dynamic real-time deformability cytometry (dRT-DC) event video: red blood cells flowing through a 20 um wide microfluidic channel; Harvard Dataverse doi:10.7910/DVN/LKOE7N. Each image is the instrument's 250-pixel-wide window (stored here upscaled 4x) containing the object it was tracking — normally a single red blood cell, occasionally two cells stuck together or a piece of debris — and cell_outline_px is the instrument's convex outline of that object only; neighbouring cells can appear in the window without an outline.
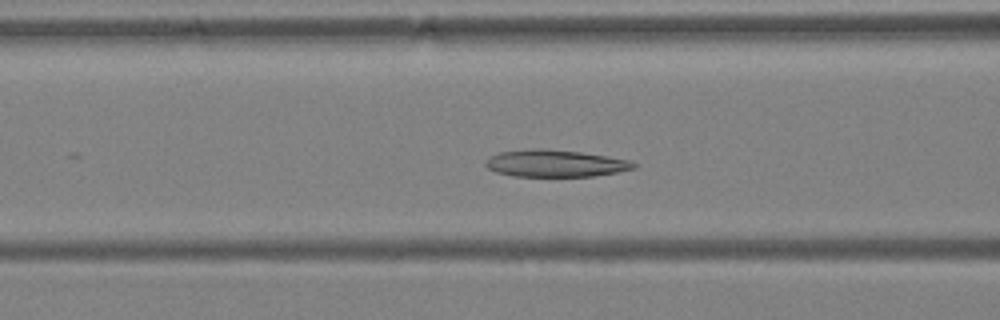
{"species": "Egyptian fruit bat (a non-hibernating species)", "species_latin": "Rousettus aegyptiacus", "temperature_condition": "warm", "stored_images_in_passage": 48, "camera_frame_rate_fps": 3000, "um_per_image_px": 0.085, "animal": {"sex": "female"}, "frame": {"image": 1, "passage_image": 19, "time_ms": 6.0, "image_size_px": [1000, 320], "cell_outline_px": [[636, 168], [616, 172], [592, 176], [512, 176], [496, 172], [488, 168], [484, 164], [484, 160], [500, 152], [532, 148], [540, 148], [580, 152], [628, 160], [636, 164]], "centroid_in_image_um": [47.14, 13.89], "position_along_channel_um": 119.5, "area_um2": 23.12}}
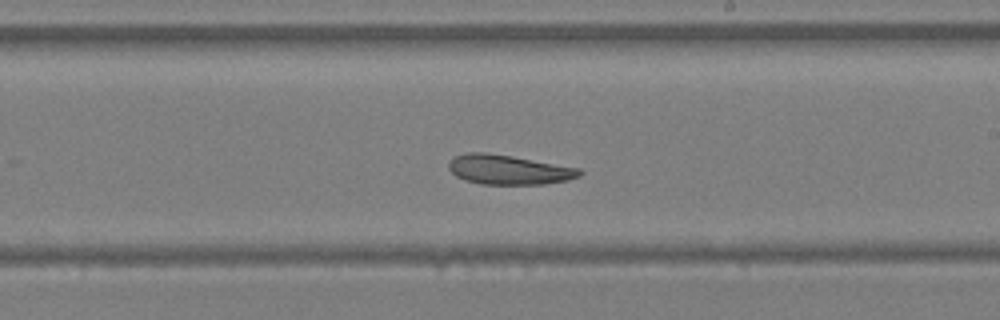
{"frame": {"image": 2, "passage_image": 28, "time_ms": 9.0, "image_size_px": [1000, 320], "cell_outline_px": [[584, 172], [580, 176], [568, 180], [544, 184], [480, 184], [464, 180], [456, 176], [448, 168], [448, 160], [456, 156], [468, 152], [488, 152], [512, 156], [580, 168]], "centroid_in_image_um": [43.23, 14.42], "position_along_channel_um": 245.8, "area_um2": 22.72}}
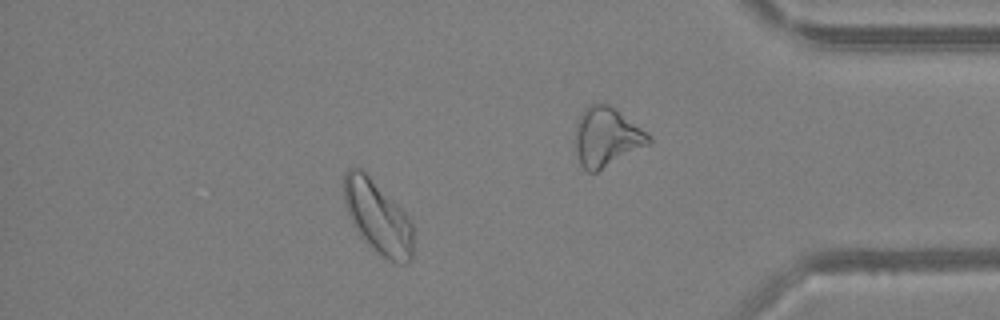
{"frame": {"image": 3, "passage_image": 42, "time_ms": 13.667, "image_size_px": [1000, 320], "cell_outline_px": [[412, 260], [404, 264], [396, 264], [380, 256], [360, 236], [352, 224], [344, 204], [344, 172], [348, 168], [360, 168], [408, 216], [412, 224]], "centroid_in_image_um": [32.09, 18.51], "position_along_channel_um": 403.1, "area_um2": 29.25}}